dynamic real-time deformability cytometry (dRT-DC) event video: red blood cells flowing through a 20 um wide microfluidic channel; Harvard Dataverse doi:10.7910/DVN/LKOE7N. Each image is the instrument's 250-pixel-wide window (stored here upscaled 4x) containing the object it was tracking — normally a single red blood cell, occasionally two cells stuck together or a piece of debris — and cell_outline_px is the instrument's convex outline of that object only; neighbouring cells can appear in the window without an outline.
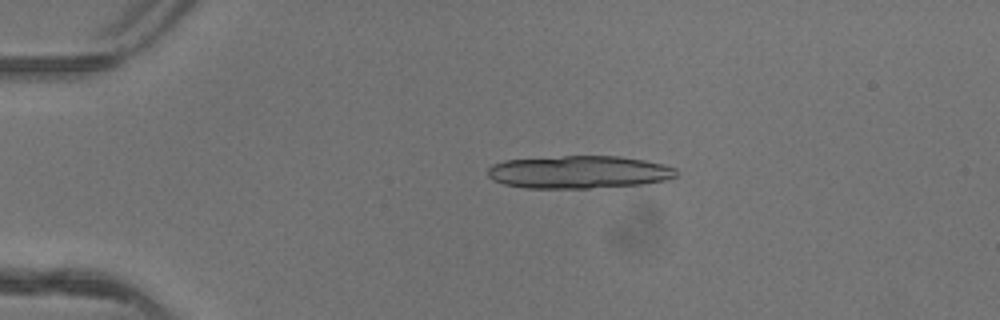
{"species": "common noctule bat (a hibernating species)", "species_latin": "Nyctalus noctula", "temperature_condition": "warm", "stored_images_in_passage": 18, "camera_frame_rate_fps": 3000, "um_per_image_px": 0.085, "animal": {"sex": "female"}, "frame": {"image": 1, "passage_image": 11, "time_ms": 3.333, "image_size_px": [1000, 320], "cell_outline_px": [[676, 176], [668, 180], [644, 184], [588, 188], [528, 188], [504, 184], [492, 180], [488, 176], [488, 168], [492, 164], [504, 160], [564, 156], [620, 156], [644, 160], [664, 164], [676, 168]], "centroid_in_image_um": [49.21, 14.62], "position_along_channel_um": 35.8, "area_um2": 36.13}}